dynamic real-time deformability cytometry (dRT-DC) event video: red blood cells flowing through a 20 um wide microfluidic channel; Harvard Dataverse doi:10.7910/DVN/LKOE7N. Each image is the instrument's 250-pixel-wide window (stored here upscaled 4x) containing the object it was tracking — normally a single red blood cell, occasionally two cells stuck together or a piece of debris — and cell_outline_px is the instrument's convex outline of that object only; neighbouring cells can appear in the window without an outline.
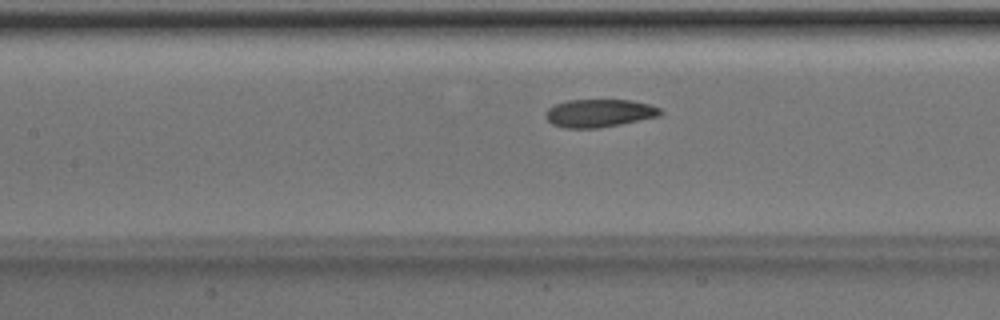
{"species": "Egyptian fruit bat (a non-hibernating species)", "species_latin": "Rousettus aegyptiacus", "temperature_condition": "room temperature", "stored_images_in_passage": 40, "camera_frame_rate_fps": 3000, "um_per_image_px": 0.085, "animal": {"sex": "male"}, "frame": {"image": 1, "passage_image": 12, "time_ms": 3.667, "image_size_px": [1000, 320], "cell_outline_px": [[664, 112], [660, 116], [620, 124], [596, 128], [564, 128], [552, 124], [544, 116], [544, 112], [548, 108], [556, 104], [568, 100], [632, 100], [648, 104], [660, 108]], "centroid_in_image_um": [50.92, 9.62], "position_along_channel_um": 156.5, "area_um2": 18.73}}
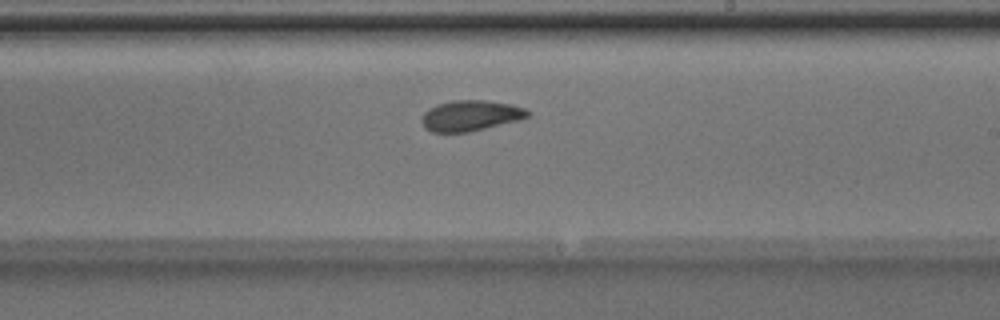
{"frame": {"image": 2, "passage_image": 19, "time_ms": 6.0, "image_size_px": [1000, 320], "cell_outline_px": [[528, 116], [520, 120], [468, 132], [432, 132], [424, 128], [420, 120], [424, 112], [428, 108], [436, 104], [452, 100], [488, 100], [512, 104], [524, 108], [528, 112]], "centroid_in_image_um": [39.95, 9.82], "position_along_channel_um": 249.0, "area_um2": 19.07}}
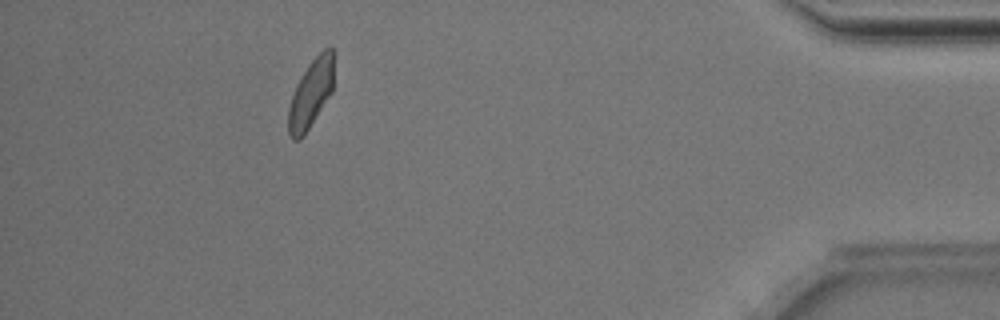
{"frame": {"image": 3, "passage_image": 35, "time_ms": 11.333, "image_size_px": [1000, 320], "cell_outline_px": [[336, 52], [332, 92], [304, 136], [300, 140], [292, 140], [288, 132], [288, 108], [296, 84], [308, 64], [324, 48], [332, 48]], "centroid_in_image_um": [26.45, 7.93], "position_along_channel_um": 408.7, "area_um2": 18.5}, "authors_computed_cell_mechanics": {"area_um2": 18.785, "velocity_mm_per_s": 3.9835, "shape_relaxation_time_tau1_ms": 3.4194, "shape_relaxation_time_tau2_ms": 1.769, "deformation_change_tau1": 0.1199, "deformation_change_tau2": 0.072}}